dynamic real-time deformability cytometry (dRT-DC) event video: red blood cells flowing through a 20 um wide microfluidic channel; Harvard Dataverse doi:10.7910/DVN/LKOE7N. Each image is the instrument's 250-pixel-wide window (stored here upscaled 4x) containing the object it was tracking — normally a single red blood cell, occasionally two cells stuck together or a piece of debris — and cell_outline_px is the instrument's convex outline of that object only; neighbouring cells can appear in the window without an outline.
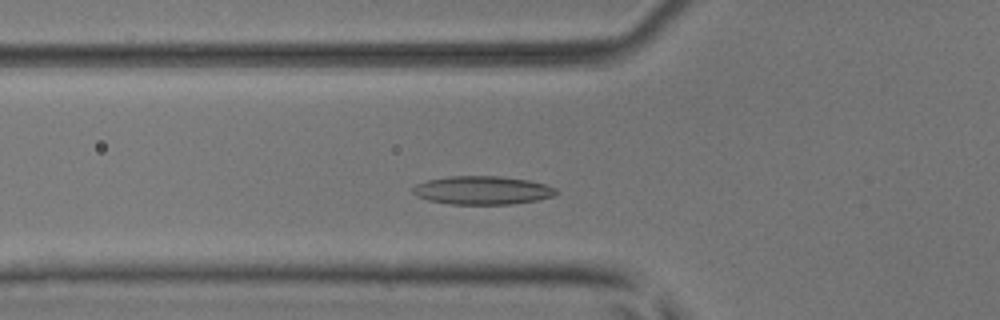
{"species": "common noctule bat (a hibernating species)", "species_latin": "Nyctalus noctula", "temperature_condition": "room temperature", "stored_images_in_passage": 43, "camera_frame_rate_fps": 3000, "um_per_image_px": 0.085, "animal": {"sex": "male", "body_mass_g": 17.9, "forearm_length_mm": 54.2}, "frame": {"image": 1, "passage_image": 10, "time_ms": 3.0, "image_size_px": [1000, 320], "cell_outline_px": [[560, 192], [552, 196], [536, 200], [512, 204], [448, 204], [428, 200], [416, 196], [412, 192], [412, 188], [416, 184], [428, 180], [448, 176], [500, 176], [528, 180], [548, 184], [556, 188]], "centroid_in_image_um": [41.01, 16.17], "position_along_channel_um": 84.8, "area_um2": 23.87}}
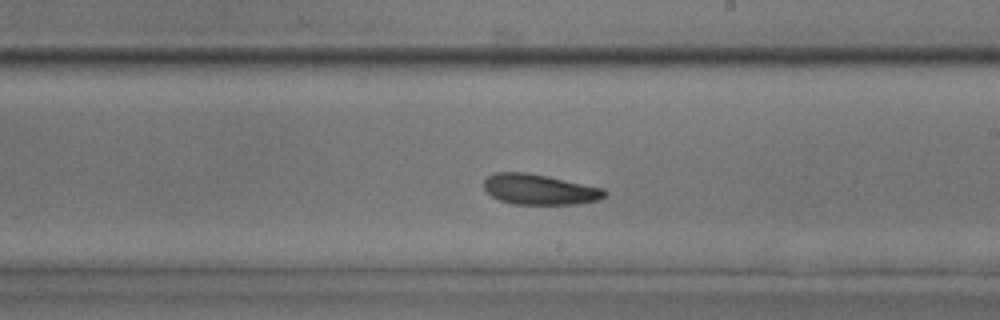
{"frame": {"image": 2, "passage_image": 22, "time_ms": 7.0, "image_size_px": [1000, 320], "cell_outline_px": [[608, 192], [600, 200], [576, 204], [512, 204], [500, 200], [492, 196], [484, 188], [484, 180], [492, 172], [524, 172], [548, 176], [604, 188]], "centroid_in_image_um": [45.87, 16.1], "position_along_channel_um": 243.1, "area_um2": 21.5}}
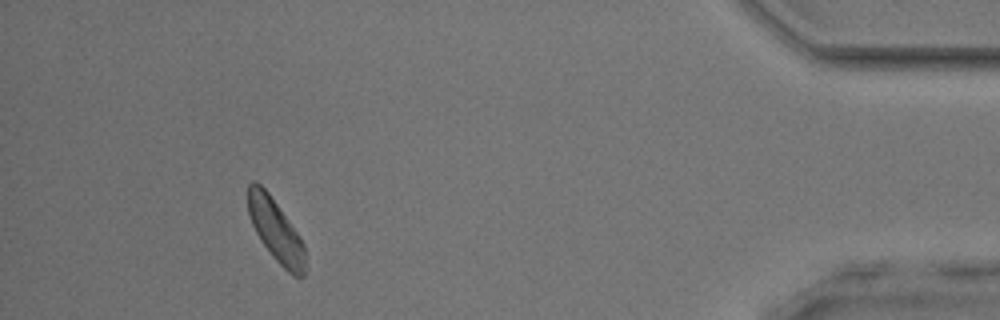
{"frame": {"image": 3, "passage_image": 39, "time_ms": 12.667, "image_size_px": [1000, 320], "cell_outline_px": [[304, 276], [292, 276], [272, 256], [260, 240], [252, 224], [248, 212], [248, 184], [252, 180], [256, 180], [268, 192], [300, 236], [304, 244]], "centroid_in_image_um": [23.42, 19.56], "position_along_channel_um": 411.8, "area_um2": 20.58}, "authors_computed_cell_mechanics": {"area_um2": 21.4438, "velocity_mm_per_s": 3.9769, "shape_relaxation_time_tau1_ms": null, "shape_relaxation_time_tau2_ms": 9.8127, "deformation_change_tau1": null, "deformation_change_tau2": 0.1735}}